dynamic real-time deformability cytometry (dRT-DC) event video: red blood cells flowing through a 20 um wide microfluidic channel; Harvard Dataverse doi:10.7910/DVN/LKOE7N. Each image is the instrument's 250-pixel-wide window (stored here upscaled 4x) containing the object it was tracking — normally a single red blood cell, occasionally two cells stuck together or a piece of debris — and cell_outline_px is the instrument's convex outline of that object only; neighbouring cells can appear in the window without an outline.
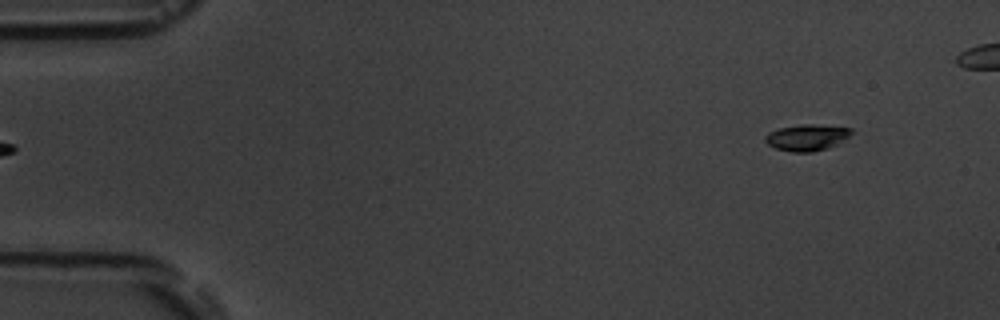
{"species": "common noctule bat (a hibernating species)", "species_latin": "Nyctalus noctula", "temperature_condition": "room temperature", "stored_images_in_passage": 3, "segment_of_instrument_passage": [2, 2], "camera_frame_rate_fps": 3000, "um_per_image_px": 0.085, "animal": {"sex": "male", "body_mass_g": 19.5, "forearm_length_mm": 54.6}, "frame": {"image": 1, "passage_image": 3, "time_ms": 3.333, "image_size_px": [1000, 320], "cell_outline_px": [[856, 132], [836, 144], [828, 148], [812, 152], [792, 152], [776, 148], [768, 144], [764, 140], [764, 136], [768, 132], [780, 128], [800, 124], [812, 124], [852, 128]], "centroid_in_image_um": [68.6, 11.68], "position_along_channel_um": 16.4, "area_um2": 13.29}}